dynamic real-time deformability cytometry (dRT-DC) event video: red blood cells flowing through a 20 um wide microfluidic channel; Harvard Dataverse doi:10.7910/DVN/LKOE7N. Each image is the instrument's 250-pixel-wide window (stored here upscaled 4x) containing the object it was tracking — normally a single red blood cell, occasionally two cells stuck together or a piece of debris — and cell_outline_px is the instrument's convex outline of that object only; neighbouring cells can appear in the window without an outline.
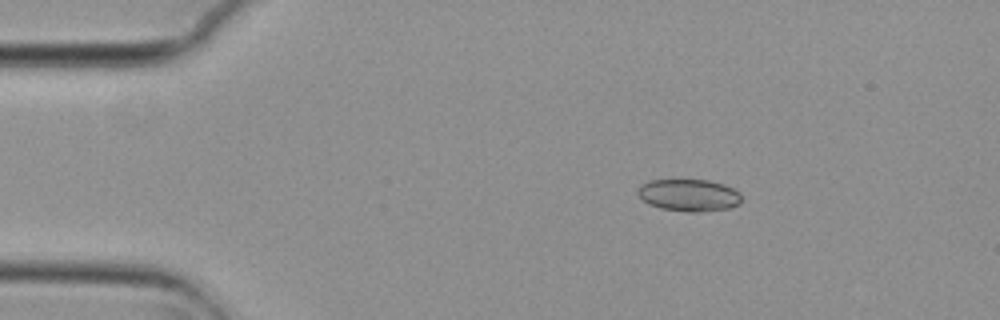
{"species": "common noctule bat (a hibernating species)", "species_latin": "Nyctalus noctula", "temperature_condition": "cold", "stored_images_in_passage": 47, "camera_frame_rate_fps": 3000, "um_per_image_px": 0.085, "animal": {"sex": "female", "body_mass_g": 29.2, "forearm_length_mm": 56.3}, "frame": {"image": 1, "passage_image": 1, "time_ms": 0.0, "image_size_px": [1000, 320], "cell_outline_px": [[740, 204], [728, 208], [700, 212], [688, 212], [660, 208], [648, 204], [636, 192], [640, 184], [652, 180], [708, 180], [724, 184], [740, 192]], "centroid_in_image_um": [58.55, 16.59], "position_along_channel_um": 26.4, "area_um2": 19.42}}
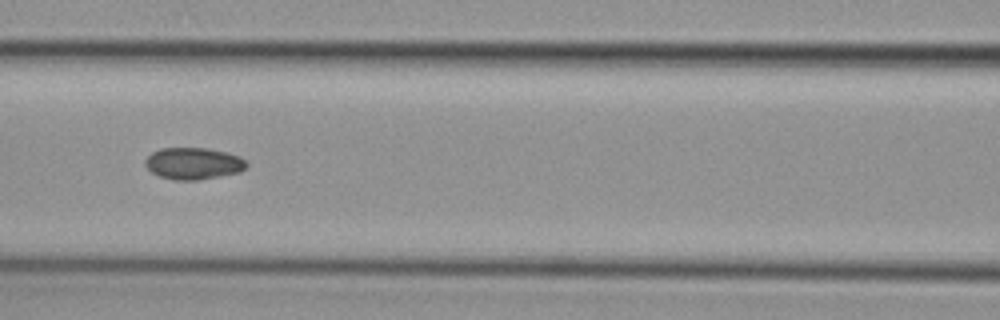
{"frame": {"image": 2, "passage_image": 16, "time_ms": 5.0, "image_size_px": [1000, 320], "cell_outline_px": [[248, 164], [240, 172], [200, 180], [172, 180], [160, 176], [152, 172], [144, 164], [144, 160], [152, 152], [160, 148], [208, 148], [228, 152], [240, 156]], "centroid_in_image_um": [16.44, 13.89], "position_along_channel_um": 150.2, "area_um2": 18.9}}
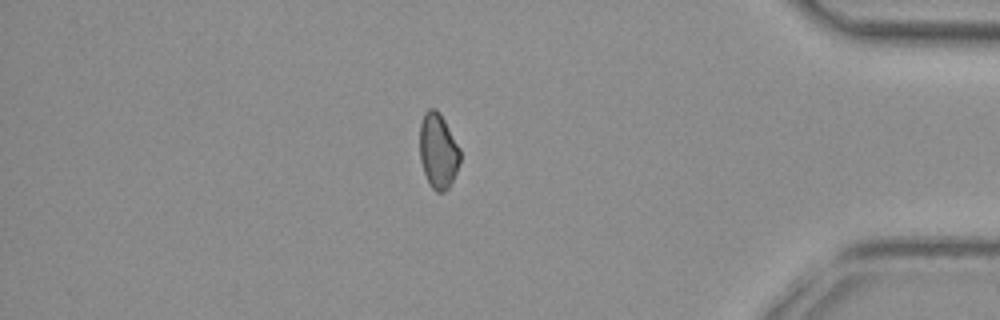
{"frame": {"image": 3, "passage_image": 39, "time_ms": 12.667, "image_size_px": [1000, 320], "cell_outline_px": [[460, 160], [456, 172], [448, 188], [444, 192], [436, 192], [428, 184], [420, 160], [420, 124], [424, 112], [428, 108], [436, 108], [440, 112], [460, 148]], "centroid_in_image_um": [37.23, 12.81], "position_along_channel_um": 398.0, "area_um2": 17.8}, "authors_computed_cell_mechanics": {"area_um2": 18.2648, "velocity_mm_per_s": 3.7259, "shape_relaxation_time_tau1_ms": null, "shape_relaxation_time_tau2_ms": 5.9821, "deformation_change_tau1": null, "deformation_change_tau2": 0.0846}}